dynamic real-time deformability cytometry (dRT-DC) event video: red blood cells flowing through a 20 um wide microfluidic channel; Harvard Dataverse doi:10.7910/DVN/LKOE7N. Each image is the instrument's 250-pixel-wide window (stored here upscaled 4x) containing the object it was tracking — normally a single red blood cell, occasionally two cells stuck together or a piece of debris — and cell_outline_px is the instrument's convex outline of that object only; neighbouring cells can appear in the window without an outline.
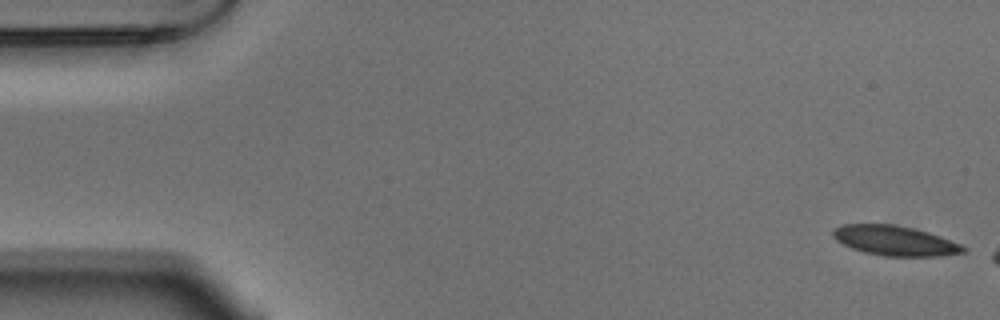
{"species": "Egyptian fruit bat (a non-hibernating species)", "species_latin": "Rousettus aegyptiacus", "temperature_condition": "warm", "stored_images_in_passage": 48, "camera_frame_rate_fps": 3000, "um_per_image_px": 0.085, "animal": {"sex": "male"}, "frame": {"image": 1, "passage_image": 1, "time_ms": 0.0, "image_size_px": [1000, 320], "cell_outline_px": [[968, 252], [940, 256], [884, 256], [864, 252], [852, 248], [836, 240], [832, 236], [832, 228], [844, 224], [892, 224], [912, 228], [928, 232], [940, 236], [960, 244], [968, 248]], "centroid_in_image_um": [76.07, 20.46], "position_along_channel_um": 8.9, "area_um2": 22.72}}
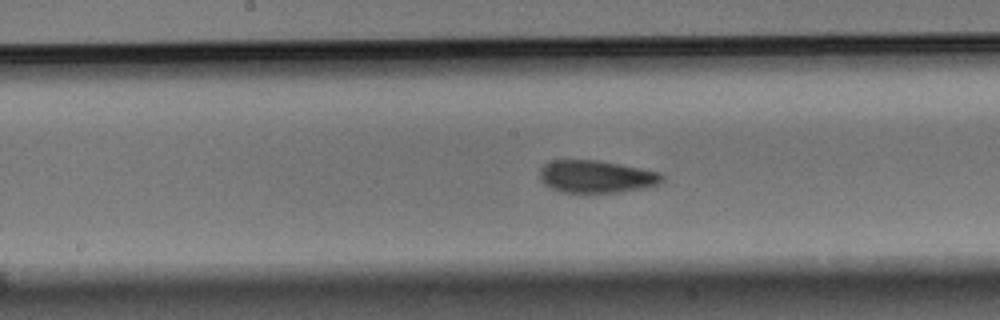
{"frame": {"image": 2, "passage_image": 27, "time_ms": 8.667, "image_size_px": [1000, 320], "cell_outline_px": [[664, 180], [652, 188], [584, 196], [564, 192], [552, 188], [544, 184], [540, 180], [540, 168], [544, 164], [552, 160], [596, 160], [620, 164], [660, 172], [664, 176]], "centroid_in_image_um": [50.71, 15.06], "position_along_channel_um": 197.5, "area_um2": 24.1}}
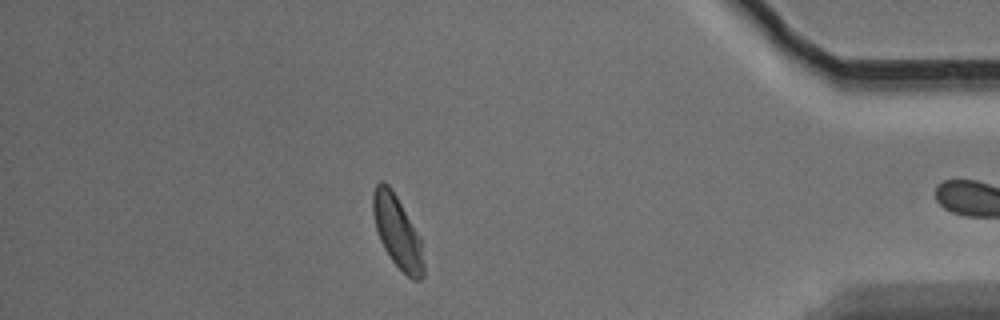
{"frame": {"image": 3, "passage_image": 47, "time_ms": 15.333, "image_size_px": [1000, 320], "cell_outline_px": [[424, 276], [420, 280], [412, 280], [392, 260], [384, 248], [380, 240], [376, 228], [372, 212], [372, 192], [376, 184], [380, 180], [384, 180], [392, 188], [420, 236], [424, 264]], "centroid_in_image_um": [33.77, 19.67], "position_along_channel_um": 401.4, "area_um2": 21.44}}